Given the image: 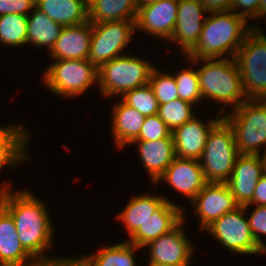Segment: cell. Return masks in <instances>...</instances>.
<instances>
[{
    "label": "cell",
    "mask_w": 266,
    "mask_h": 266,
    "mask_svg": "<svg viewBox=\"0 0 266 266\" xmlns=\"http://www.w3.org/2000/svg\"><path fill=\"white\" fill-rule=\"evenodd\" d=\"M0 185V204L11 214L25 251L37 262L55 256L47 254L54 247L55 225L49 207L28 189L10 190L11 181Z\"/></svg>",
    "instance_id": "cell-1"
},
{
    "label": "cell",
    "mask_w": 266,
    "mask_h": 266,
    "mask_svg": "<svg viewBox=\"0 0 266 266\" xmlns=\"http://www.w3.org/2000/svg\"><path fill=\"white\" fill-rule=\"evenodd\" d=\"M232 11L209 12L196 46L184 58H234L254 28Z\"/></svg>",
    "instance_id": "cell-2"
},
{
    "label": "cell",
    "mask_w": 266,
    "mask_h": 266,
    "mask_svg": "<svg viewBox=\"0 0 266 266\" xmlns=\"http://www.w3.org/2000/svg\"><path fill=\"white\" fill-rule=\"evenodd\" d=\"M196 67L202 100H214V103L223 104L219 114L225 115V109L234 110L247 97L244 93L240 71L235 58L190 59Z\"/></svg>",
    "instance_id": "cell-3"
},
{
    "label": "cell",
    "mask_w": 266,
    "mask_h": 266,
    "mask_svg": "<svg viewBox=\"0 0 266 266\" xmlns=\"http://www.w3.org/2000/svg\"><path fill=\"white\" fill-rule=\"evenodd\" d=\"M129 54L118 56L98 68V89L104 98H118L129 90L149 84L156 66Z\"/></svg>",
    "instance_id": "cell-4"
},
{
    "label": "cell",
    "mask_w": 266,
    "mask_h": 266,
    "mask_svg": "<svg viewBox=\"0 0 266 266\" xmlns=\"http://www.w3.org/2000/svg\"><path fill=\"white\" fill-rule=\"evenodd\" d=\"M239 155L233 128L222 117L210 130L199 160L206 180L226 183Z\"/></svg>",
    "instance_id": "cell-5"
},
{
    "label": "cell",
    "mask_w": 266,
    "mask_h": 266,
    "mask_svg": "<svg viewBox=\"0 0 266 266\" xmlns=\"http://www.w3.org/2000/svg\"><path fill=\"white\" fill-rule=\"evenodd\" d=\"M258 24L253 25L234 58L247 99L266 100V35Z\"/></svg>",
    "instance_id": "cell-6"
},
{
    "label": "cell",
    "mask_w": 266,
    "mask_h": 266,
    "mask_svg": "<svg viewBox=\"0 0 266 266\" xmlns=\"http://www.w3.org/2000/svg\"><path fill=\"white\" fill-rule=\"evenodd\" d=\"M223 117L232 126L240 155H260L266 146V100L248 99Z\"/></svg>",
    "instance_id": "cell-7"
},
{
    "label": "cell",
    "mask_w": 266,
    "mask_h": 266,
    "mask_svg": "<svg viewBox=\"0 0 266 266\" xmlns=\"http://www.w3.org/2000/svg\"><path fill=\"white\" fill-rule=\"evenodd\" d=\"M44 71L45 87L65 99L78 98L92 85L98 86V68L88 59L53 60Z\"/></svg>",
    "instance_id": "cell-8"
},
{
    "label": "cell",
    "mask_w": 266,
    "mask_h": 266,
    "mask_svg": "<svg viewBox=\"0 0 266 266\" xmlns=\"http://www.w3.org/2000/svg\"><path fill=\"white\" fill-rule=\"evenodd\" d=\"M249 206H239L234 211L223 214L204 231L236 255H265L266 252L257 244L249 226L246 211ZM246 215V216H245Z\"/></svg>",
    "instance_id": "cell-9"
},
{
    "label": "cell",
    "mask_w": 266,
    "mask_h": 266,
    "mask_svg": "<svg viewBox=\"0 0 266 266\" xmlns=\"http://www.w3.org/2000/svg\"><path fill=\"white\" fill-rule=\"evenodd\" d=\"M134 33L136 34L135 21L120 20L92 24L88 60L99 68L102 64L124 55Z\"/></svg>",
    "instance_id": "cell-10"
},
{
    "label": "cell",
    "mask_w": 266,
    "mask_h": 266,
    "mask_svg": "<svg viewBox=\"0 0 266 266\" xmlns=\"http://www.w3.org/2000/svg\"><path fill=\"white\" fill-rule=\"evenodd\" d=\"M185 219L183 216L172 230L144 246L149 250L148 266L190 265L195 245H192L194 243L190 240L191 238L184 232Z\"/></svg>",
    "instance_id": "cell-11"
},
{
    "label": "cell",
    "mask_w": 266,
    "mask_h": 266,
    "mask_svg": "<svg viewBox=\"0 0 266 266\" xmlns=\"http://www.w3.org/2000/svg\"><path fill=\"white\" fill-rule=\"evenodd\" d=\"M190 204L203 232L223 214L239 207L228 184L215 182H208Z\"/></svg>",
    "instance_id": "cell-12"
},
{
    "label": "cell",
    "mask_w": 266,
    "mask_h": 266,
    "mask_svg": "<svg viewBox=\"0 0 266 266\" xmlns=\"http://www.w3.org/2000/svg\"><path fill=\"white\" fill-rule=\"evenodd\" d=\"M208 13L200 0H179L176 26L167 42L186 56L196 46Z\"/></svg>",
    "instance_id": "cell-13"
},
{
    "label": "cell",
    "mask_w": 266,
    "mask_h": 266,
    "mask_svg": "<svg viewBox=\"0 0 266 266\" xmlns=\"http://www.w3.org/2000/svg\"><path fill=\"white\" fill-rule=\"evenodd\" d=\"M179 0H160L138 8L136 31L166 42L171 38L178 14ZM156 36V37H155Z\"/></svg>",
    "instance_id": "cell-14"
},
{
    "label": "cell",
    "mask_w": 266,
    "mask_h": 266,
    "mask_svg": "<svg viewBox=\"0 0 266 266\" xmlns=\"http://www.w3.org/2000/svg\"><path fill=\"white\" fill-rule=\"evenodd\" d=\"M166 182L190 203L208 183L199 160L176 157L154 184Z\"/></svg>",
    "instance_id": "cell-15"
},
{
    "label": "cell",
    "mask_w": 266,
    "mask_h": 266,
    "mask_svg": "<svg viewBox=\"0 0 266 266\" xmlns=\"http://www.w3.org/2000/svg\"><path fill=\"white\" fill-rule=\"evenodd\" d=\"M223 117L209 118L206 122L197 115L172 131L176 157L181 159L200 160L207 136L213 126Z\"/></svg>",
    "instance_id": "cell-16"
},
{
    "label": "cell",
    "mask_w": 266,
    "mask_h": 266,
    "mask_svg": "<svg viewBox=\"0 0 266 266\" xmlns=\"http://www.w3.org/2000/svg\"><path fill=\"white\" fill-rule=\"evenodd\" d=\"M263 175L259 155H239L230 179L226 182L239 206L248 205L252 199L258 180Z\"/></svg>",
    "instance_id": "cell-17"
},
{
    "label": "cell",
    "mask_w": 266,
    "mask_h": 266,
    "mask_svg": "<svg viewBox=\"0 0 266 266\" xmlns=\"http://www.w3.org/2000/svg\"><path fill=\"white\" fill-rule=\"evenodd\" d=\"M181 204L165 201L139 229L128 239L129 243L144 249V246L161 235L172 230L182 219L184 214Z\"/></svg>",
    "instance_id": "cell-18"
},
{
    "label": "cell",
    "mask_w": 266,
    "mask_h": 266,
    "mask_svg": "<svg viewBox=\"0 0 266 266\" xmlns=\"http://www.w3.org/2000/svg\"><path fill=\"white\" fill-rule=\"evenodd\" d=\"M92 37V23L64 26L55 45L49 52L52 60L88 59Z\"/></svg>",
    "instance_id": "cell-19"
},
{
    "label": "cell",
    "mask_w": 266,
    "mask_h": 266,
    "mask_svg": "<svg viewBox=\"0 0 266 266\" xmlns=\"http://www.w3.org/2000/svg\"><path fill=\"white\" fill-rule=\"evenodd\" d=\"M133 144H137L141 164L150 176L151 182L155 184L176 158L172 134L168 138L156 141H132L129 145Z\"/></svg>",
    "instance_id": "cell-20"
},
{
    "label": "cell",
    "mask_w": 266,
    "mask_h": 266,
    "mask_svg": "<svg viewBox=\"0 0 266 266\" xmlns=\"http://www.w3.org/2000/svg\"><path fill=\"white\" fill-rule=\"evenodd\" d=\"M18 238L11 214L0 204V266H37Z\"/></svg>",
    "instance_id": "cell-21"
},
{
    "label": "cell",
    "mask_w": 266,
    "mask_h": 266,
    "mask_svg": "<svg viewBox=\"0 0 266 266\" xmlns=\"http://www.w3.org/2000/svg\"><path fill=\"white\" fill-rule=\"evenodd\" d=\"M158 194V195H157ZM136 194L133 195L126 207L116 216V220L121 221L122 227L127 231L130 238L143 223L167 200L173 202L164 194Z\"/></svg>",
    "instance_id": "cell-22"
},
{
    "label": "cell",
    "mask_w": 266,
    "mask_h": 266,
    "mask_svg": "<svg viewBox=\"0 0 266 266\" xmlns=\"http://www.w3.org/2000/svg\"><path fill=\"white\" fill-rule=\"evenodd\" d=\"M118 101L111 108L112 123L110 130L112 131L114 144L120 150L139 136L145 117L122 100Z\"/></svg>",
    "instance_id": "cell-23"
},
{
    "label": "cell",
    "mask_w": 266,
    "mask_h": 266,
    "mask_svg": "<svg viewBox=\"0 0 266 266\" xmlns=\"http://www.w3.org/2000/svg\"><path fill=\"white\" fill-rule=\"evenodd\" d=\"M35 7L62 26L89 21V8L85 0H36Z\"/></svg>",
    "instance_id": "cell-24"
},
{
    "label": "cell",
    "mask_w": 266,
    "mask_h": 266,
    "mask_svg": "<svg viewBox=\"0 0 266 266\" xmlns=\"http://www.w3.org/2000/svg\"><path fill=\"white\" fill-rule=\"evenodd\" d=\"M63 27L35 7L28 15L26 45L46 48L49 53L59 38Z\"/></svg>",
    "instance_id": "cell-25"
},
{
    "label": "cell",
    "mask_w": 266,
    "mask_h": 266,
    "mask_svg": "<svg viewBox=\"0 0 266 266\" xmlns=\"http://www.w3.org/2000/svg\"><path fill=\"white\" fill-rule=\"evenodd\" d=\"M89 22L136 21L137 0H93L88 4Z\"/></svg>",
    "instance_id": "cell-26"
},
{
    "label": "cell",
    "mask_w": 266,
    "mask_h": 266,
    "mask_svg": "<svg viewBox=\"0 0 266 266\" xmlns=\"http://www.w3.org/2000/svg\"><path fill=\"white\" fill-rule=\"evenodd\" d=\"M139 248L127 240L105 245L98 251L83 255L89 266H136L135 253Z\"/></svg>",
    "instance_id": "cell-27"
},
{
    "label": "cell",
    "mask_w": 266,
    "mask_h": 266,
    "mask_svg": "<svg viewBox=\"0 0 266 266\" xmlns=\"http://www.w3.org/2000/svg\"><path fill=\"white\" fill-rule=\"evenodd\" d=\"M28 16L6 14L0 16V45L5 47L26 46Z\"/></svg>",
    "instance_id": "cell-28"
},
{
    "label": "cell",
    "mask_w": 266,
    "mask_h": 266,
    "mask_svg": "<svg viewBox=\"0 0 266 266\" xmlns=\"http://www.w3.org/2000/svg\"><path fill=\"white\" fill-rule=\"evenodd\" d=\"M193 107L195 105L177 98L171 102L159 105L158 116L173 131L196 115L194 114L196 109Z\"/></svg>",
    "instance_id": "cell-29"
},
{
    "label": "cell",
    "mask_w": 266,
    "mask_h": 266,
    "mask_svg": "<svg viewBox=\"0 0 266 266\" xmlns=\"http://www.w3.org/2000/svg\"><path fill=\"white\" fill-rule=\"evenodd\" d=\"M188 63L193 64L192 68L183 67L179 72H176L174 78L176 80L177 90H178V98L181 100L187 101L193 105H199V102L202 101V96L200 93V84H199V76L197 73L194 63L187 58Z\"/></svg>",
    "instance_id": "cell-30"
},
{
    "label": "cell",
    "mask_w": 266,
    "mask_h": 266,
    "mask_svg": "<svg viewBox=\"0 0 266 266\" xmlns=\"http://www.w3.org/2000/svg\"><path fill=\"white\" fill-rule=\"evenodd\" d=\"M11 124L0 125V153H27L30 131L22 123Z\"/></svg>",
    "instance_id": "cell-31"
},
{
    "label": "cell",
    "mask_w": 266,
    "mask_h": 266,
    "mask_svg": "<svg viewBox=\"0 0 266 266\" xmlns=\"http://www.w3.org/2000/svg\"><path fill=\"white\" fill-rule=\"evenodd\" d=\"M120 99L144 117L158 114L159 104L149 84L125 92Z\"/></svg>",
    "instance_id": "cell-32"
},
{
    "label": "cell",
    "mask_w": 266,
    "mask_h": 266,
    "mask_svg": "<svg viewBox=\"0 0 266 266\" xmlns=\"http://www.w3.org/2000/svg\"><path fill=\"white\" fill-rule=\"evenodd\" d=\"M155 67L151 73L149 85L152 87L158 104L171 102L178 98V90L173 72L169 74Z\"/></svg>",
    "instance_id": "cell-33"
},
{
    "label": "cell",
    "mask_w": 266,
    "mask_h": 266,
    "mask_svg": "<svg viewBox=\"0 0 266 266\" xmlns=\"http://www.w3.org/2000/svg\"><path fill=\"white\" fill-rule=\"evenodd\" d=\"M172 131L158 114L145 117L139 136L133 141H156L162 138H168Z\"/></svg>",
    "instance_id": "cell-34"
},
{
    "label": "cell",
    "mask_w": 266,
    "mask_h": 266,
    "mask_svg": "<svg viewBox=\"0 0 266 266\" xmlns=\"http://www.w3.org/2000/svg\"><path fill=\"white\" fill-rule=\"evenodd\" d=\"M247 218L257 244L266 252V241L261 237L266 235V206L256 205Z\"/></svg>",
    "instance_id": "cell-35"
},
{
    "label": "cell",
    "mask_w": 266,
    "mask_h": 266,
    "mask_svg": "<svg viewBox=\"0 0 266 266\" xmlns=\"http://www.w3.org/2000/svg\"><path fill=\"white\" fill-rule=\"evenodd\" d=\"M36 0H0V16L23 14L28 16L35 8Z\"/></svg>",
    "instance_id": "cell-36"
},
{
    "label": "cell",
    "mask_w": 266,
    "mask_h": 266,
    "mask_svg": "<svg viewBox=\"0 0 266 266\" xmlns=\"http://www.w3.org/2000/svg\"><path fill=\"white\" fill-rule=\"evenodd\" d=\"M259 6L260 0H233L230 11L243 17L246 21H252L259 19Z\"/></svg>",
    "instance_id": "cell-37"
},
{
    "label": "cell",
    "mask_w": 266,
    "mask_h": 266,
    "mask_svg": "<svg viewBox=\"0 0 266 266\" xmlns=\"http://www.w3.org/2000/svg\"><path fill=\"white\" fill-rule=\"evenodd\" d=\"M62 256L52 257L43 262H39L37 266H89L83 256Z\"/></svg>",
    "instance_id": "cell-38"
},
{
    "label": "cell",
    "mask_w": 266,
    "mask_h": 266,
    "mask_svg": "<svg viewBox=\"0 0 266 266\" xmlns=\"http://www.w3.org/2000/svg\"><path fill=\"white\" fill-rule=\"evenodd\" d=\"M28 156V153H0V172L5 166L15 169L14 167H18L24 161H29L31 156Z\"/></svg>",
    "instance_id": "cell-39"
},
{
    "label": "cell",
    "mask_w": 266,
    "mask_h": 266,
    "mask_svg": "<svg viewBox=\"0 0 266 266\" xmlns=\"http://www.w3.org/2000/svg\"><path fill=\"white\" fill-rule=\"evenodd\" d=\"M263 205L266 206V175H262L256 184L252 201L245 206Z\"/></svg>",
    "instance_id": "cell-40"
},
{
    "label": "cell",
    "mask_w": 266,
    "mask_h": 266,
    "mask_svg": "<svg viewBox=\"0 0 266 266\" xmlns=\"http://www.w3.org/2000/svg\"><path fill=\"white\" fill-rule=\"evenodd\" d=\"M209 12L229 11L233 0H200Z\"/></svg>",
    "instance_id": "cell-41"
},
{
    "label": "cell",
    "mask_w": 266,
    "mask_h": 266,
    "mask_svg": "<svg viewBox=\"0 0 266 266\" xmlns=\"http://www.w3.org/2000/svg\"><path fill=\"white\" fill-rule=\"evenodd\" d=\"M261 17L263 20H266V0H260L259 19Z\"/></svg>",
    "instance_id": "cell-42"
},
{
    "label": "cell",
    "mask_w": 266,
    "mask_h": 266,
    "mask_svg": "<svg viewBox=\"0 0 266 266\" xmlns=\"http://www.w3.org/2000/svg\"><path fill=\"white\" fill-rule=\"evenodd\" d=\"M160 0H137V7L145 6L151 3H155Z\"/></svg>",
    "instance_id": "cell-43"
},
{
    "label": "cell",
    "mask_w": 266,
    "mask_h": 266,
    "mask_svg": "<svg viewBox=\"0 0 266 266\" xmlns=\"http://www.w3.org/2000/svg\"><path fill=\"white\" fill-rule=\"evenodd\" d=\"M260 159L262 161V169H263V175H266V149L264 151L263 155H259Z\"/></svg>",
    "instance_id": "cell-44"
},
{
    "label": "cell",
    "mask_w": 266,
    "mask_h": 266,
    "mask_svg": "<svg viewBox=\"0 0 266 266\" xmlns=\"http://www.w3.org/2000/svg\"><path fill=\"white\" fill-rule=\"evenodd\" d=\"M157 266H190V265H157Z\"/></svg>",
    "instance_id": "cell-45"
},
{
    "label": "cell",
    "mask_w": 266,
    "mask_h": 266,
    "mask_svg": "<svg viewBox=\"0 0 266 266\" xmlns=\"http://www.w3.org/2000/svg\"><path fill=\"white\" fill-rule=\"evenodd\" d=\"M88 4L91 2V1H93V0H85Z\"/></svg>",
    "instance_id": "cell-46"
}]
</instances>
